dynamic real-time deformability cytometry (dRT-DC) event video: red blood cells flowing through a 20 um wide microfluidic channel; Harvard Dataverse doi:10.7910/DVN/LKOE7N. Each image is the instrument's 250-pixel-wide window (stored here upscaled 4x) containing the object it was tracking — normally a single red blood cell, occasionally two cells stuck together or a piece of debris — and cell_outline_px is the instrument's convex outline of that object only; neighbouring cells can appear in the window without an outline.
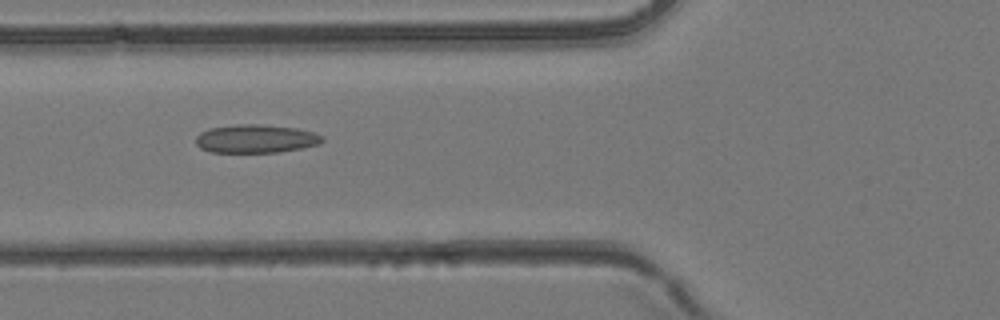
{"species": "common noctule bat (a hibernating species)", "species_latin": "Nyctalus noctula", "temperature_condition": "room temperature", "stored_images_in_passage": 41, "camera_frame_rate_fps": 3000, "um_per_image_px": 0.085, "animal": {"sex": "female", "body_mass_g": 24.6, "forearm_length_mm": 56.2}, "frame": {"image": 1, "passage_image": 17, "time_ms": 5.333, "image_size_px": [1000, 320], "cell_outline_px": [[324, 140], [316, 144], [300, 148], [280, 152], [212, 152], [200, 148], [196, 144], [196, 136], [200, 132], [208, 128], [236, 124], [260, 124], [296, 128], [312, 132], [324, 136]], "centroid_in_image_um": [21.7, 11.78], "position_along_channel_um": 104.1, "area_um2": 20.87}}
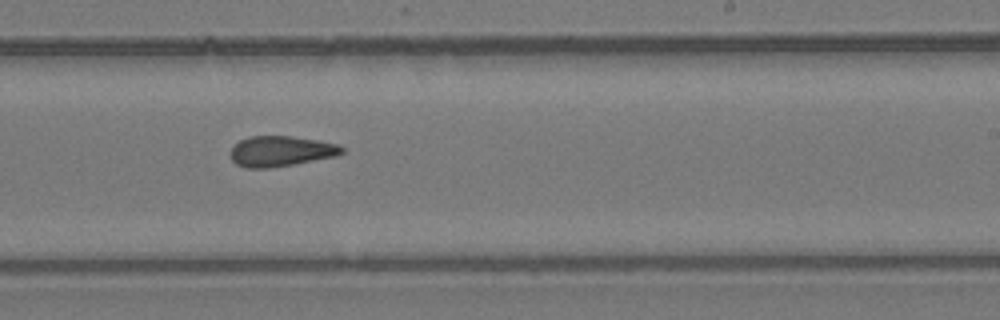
{"frame": {"image": 2, "passage_image": 27, "time_ms": 8.667, "image_size_px": [1000, 320], "cell_outline_px": [[344, 152], [336, 156], [292, 164], [268, 168], [248, 168], [236, 164], [232, 160], [228, 152], [240, 140], [248, 136], [292, 136], [320, 140], [340, 144], [344, 148]], "centroid_in_image_um": [23.88, 12.84], "position_along_channel_um": 265.1, "area_um2": 19.88}}
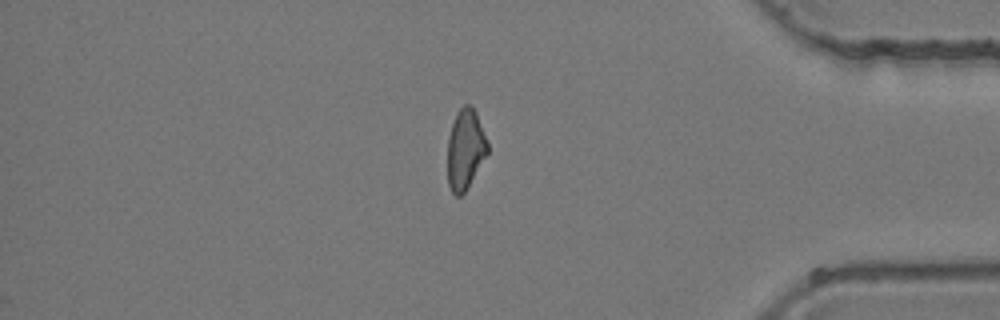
{"frame": {"image": 3, "passage_image": 37, "time_ms": 12.0, "image_size_px": [1000, 320], "cell_outline_px": [[488, 152], [464, 192], [460, 196], [456, 196], [452, 192], [448, 184], [448, 136], [456, 112], [464, 104], [472, 104], [476, 112], [488, 144]], "centroid_in_image_um": [39.54, 12.65], "position_along_channel_um": 395.7, "area_um2": 18.5}}